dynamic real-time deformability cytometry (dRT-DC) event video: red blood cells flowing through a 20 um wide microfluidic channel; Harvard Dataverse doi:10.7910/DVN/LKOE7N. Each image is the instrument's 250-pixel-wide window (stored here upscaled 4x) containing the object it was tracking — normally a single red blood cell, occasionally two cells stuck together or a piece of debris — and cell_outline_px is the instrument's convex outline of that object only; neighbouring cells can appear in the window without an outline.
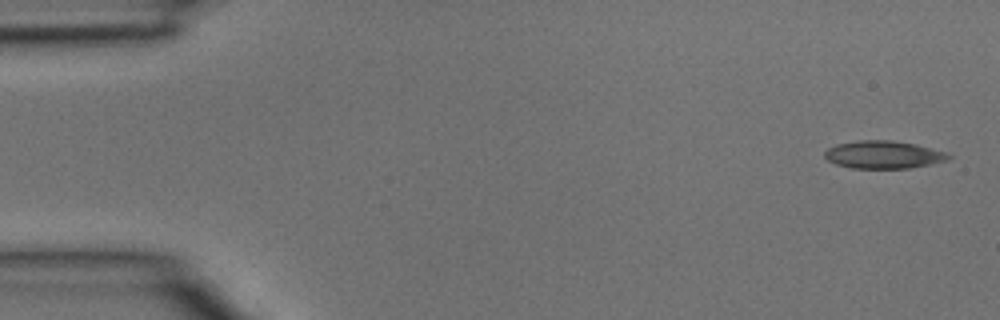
{"species": "common noctule bat (a hibernating species)", "species_latin": "Nyctalus noctula", "temperature_condition": "room temperature", "stored_images_in_passage": 38, "camera_frame_rate_fps": 3000, "um_per_image_px": 0.085, "animal": {"sex": "male", "body_mass_g": 15.6}, "frame": {"image": 1, "passage_image": 1, "time_ms": 0.0, "image_size_px": [1000, 320], "cell_outline_px": [[952, 156], [948, 160], [908, 168], [852, 168], [836, 164], [828, 160], [824, 156], [824, 152], [828, 148], [836, 144], [860, 140], [892, 140], [916, 144], [948, 152]], "centroid_in_image_um": [75.1, 13.14], "position_along_channel_um": 9.9, "area_um2": 20.0}}
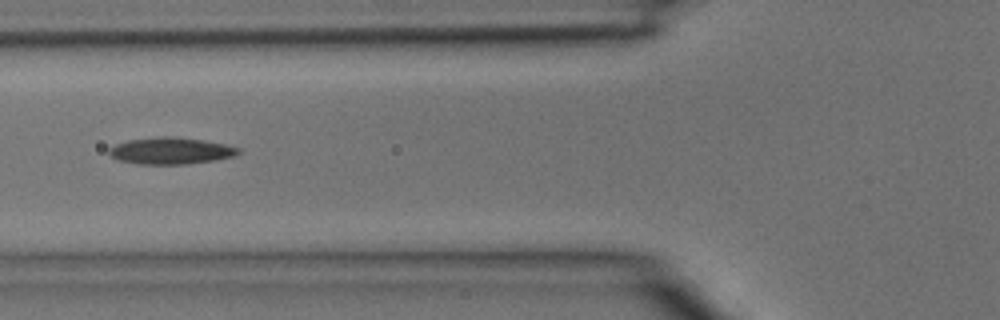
{"frame": {"image": 2, "passage_image": 14, "time_ms": 4.333, "image_size_px": [1000, 320], "cell_outline_px": [[240, 152], [236, 156], [216, 160], [188, 164], [136, 164], [120, 160], [108, 156], [108, 148], [116, 144], [128, 140], [160, 136], [168, 136], [200, 140], [224, 144], [240, 148]], "centroid_in_image_um": [14.49, 12.83], "position_along_channel_um": 111.3, "area_um2": 20.17}}
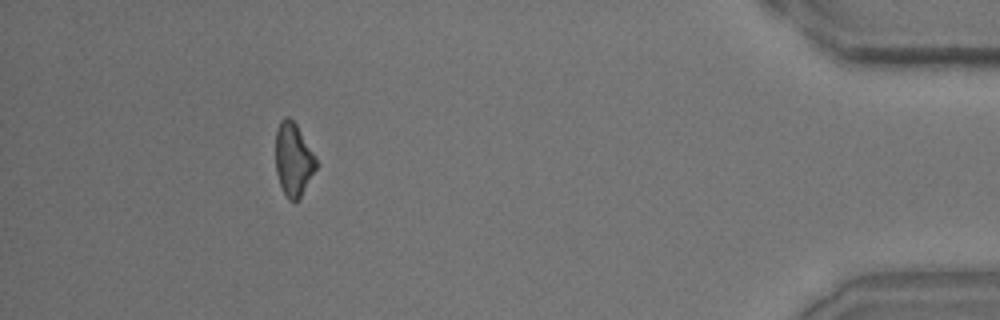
{"frame": {"image": 3, "passage_image": 35, "time_ms": 11.333, "image_size_px": [1000, 320], "cell_outline_px": [[320, 164], [300, 196], [296, 200], [288, 200], [280, 184], [276, 172], [276, 128], [280, 120], [284, 116], [288, 116], [296, 124]], "centroid_in_image_um": [24.95, 13.53], "position_along_channel_um": 410.3, "area_um2": 17.28}}